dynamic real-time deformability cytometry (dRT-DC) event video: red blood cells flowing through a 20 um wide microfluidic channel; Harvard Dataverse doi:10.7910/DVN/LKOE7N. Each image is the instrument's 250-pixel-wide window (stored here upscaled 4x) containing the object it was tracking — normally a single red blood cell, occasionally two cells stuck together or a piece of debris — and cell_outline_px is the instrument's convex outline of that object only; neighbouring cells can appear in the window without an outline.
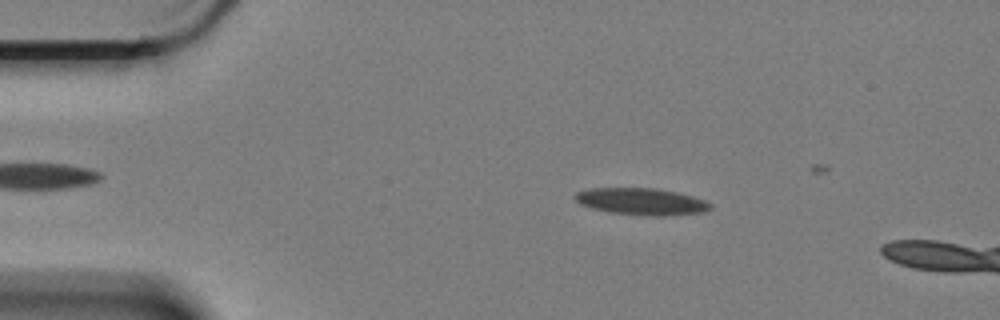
{"species": "Egyptian fruit bat (a non-hibernating species)", "species_latin": "Rousettus aegyptiacus", "temperature_condition": "cold", "stored_images_in_passage": 20, "camera_frame_rate_fps": 3000, "um_per_image_px": 0.085, "animal": {"sex": "female"}, "frame": {"image": 1, "passage_image": 10, "time_ms": 3.0, "image_size_px": [1000, 320], "cell_outline_px": [[712, 208], [704, 212], [660, 216], [644, 216], [612, 212], [592, 208], [580, 204], [576, 200], [576, 192], [592, 188], [656, 188], [676, 192], [692, 196], [704, 200], [712, 204]], "centroid_in_image_um": [54.55, 17.13], "position_along_channel_um": 30.4, "area_um2": 21.04}}
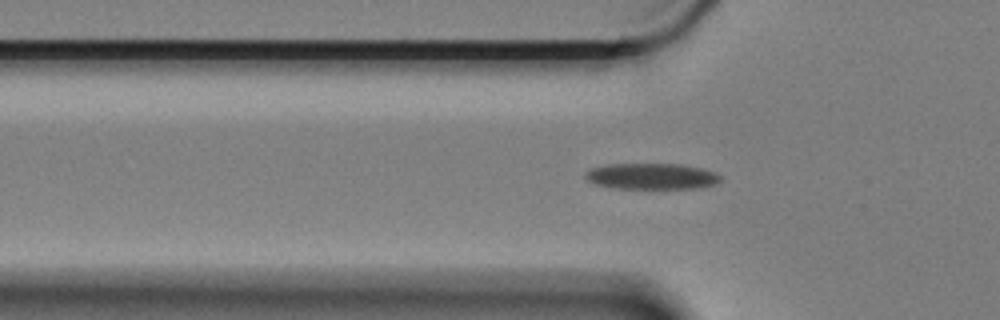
{"frame": {"image": 2, "passage_image": 18, "time_ms": 5.667, "image_size_px": [1000, 320], "cell_outline_px": [[720, 180], [712, 184], [700, 188], [616, 188], [592, 184], [584, 176], [584, 172], [592, 168], [608, 164], [680, 164], [704, 168], [716, 172], [720, 176]], "centroid_in_image_um": [55.36, 14.98], "position_along_channel_um": 70.4, "area_um2": 20.52}}